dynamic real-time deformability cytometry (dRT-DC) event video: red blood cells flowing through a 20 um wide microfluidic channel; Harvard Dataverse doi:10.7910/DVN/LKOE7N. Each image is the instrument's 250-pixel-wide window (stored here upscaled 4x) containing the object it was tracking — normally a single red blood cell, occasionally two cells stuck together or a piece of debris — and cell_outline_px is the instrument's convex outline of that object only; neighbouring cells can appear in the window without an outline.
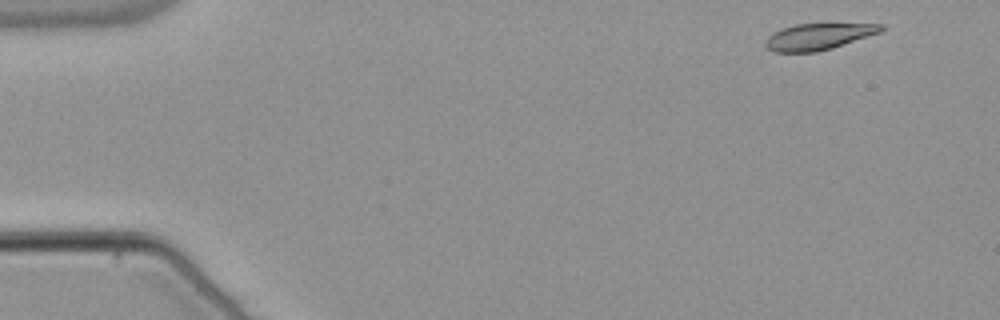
{"species": "common noctule bat (a hibernating species)", "species_latin": "Nyctalus noctula", "temperature_condition": "warm", "stored_images_in_passage": 51, "camera_frame_rate_fps": 3000, "um_per_image_px": 0.085, "animal": {"sex": "male", "body_mass_g": 21.5, "forearm_length_mm": 52.0}, "frame": {"image": 1, "passage_image": 1, "time_ms": 0.0, "image_size_px": [1000, 320], "cell_outline_px": [[884, 28], [880, 32], [832, 48], [816, 52], [776, 52], [768, 48], [764, 44], [764, 40], [772, 32], [796, 24], [884, 24]], "centroid_in_image_um": [69.52, 3.11], "position_along_channel_um": 15.5, "area_um2": 17.57}}
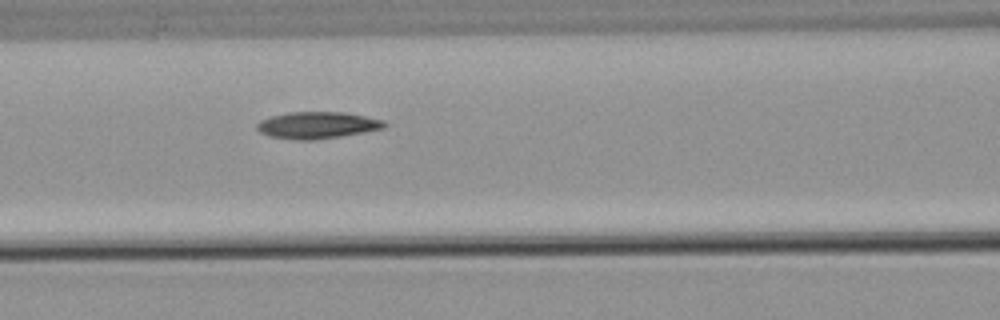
{"frame": {"image": 2, "passage_image": 20, "time_ms": 6.333, "image_size_px": [1000, 320], "cell_outline_px": [[388, 124], [384, 128], [340, 136], [312, 140], [296, 140], [268, 136], [260, 132], [256, 128], [256, 124], [260, 120], [272, 116], [288, 112], [344, 112], [384, 120]], "centroid_in_image_um": [26.94, 10.64], "position_along_channel_um": 139.7, "area_um2": 19.83}}
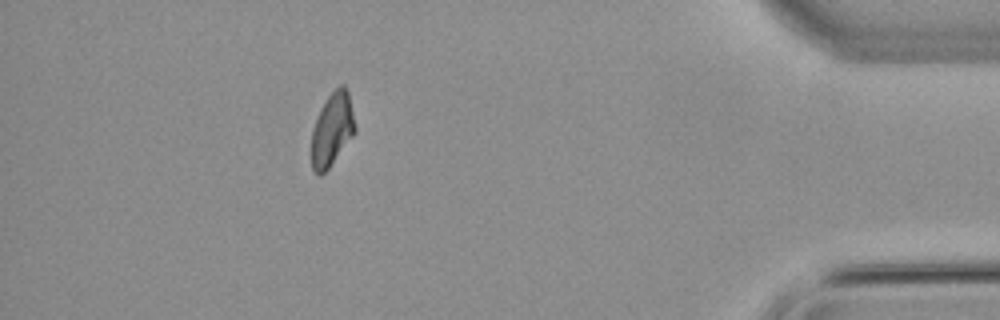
{"frame": {"image": 3, "passage_image": 45, "time_ms": 14.667, "image_size_px": [1000, 320], "cell_outline_px": [[356, 132], [328, 168], [320, 176], [312, 168], [312, 128], [320, 108], [328, 96], [340, 84], [344, 84], [348, 92], [356, 128]], "centroid_in_image_um": [28.23, 10.98], "position_along_channel_um": 407.0, "area_um2": 18.38}, "authors_computed_cell_mechanics": {"area_um2": 19.1318, "velocity_mm_per_s": 3.8094, "shape_relaxation_time_tau1_ms": 11.3192, "shape_relaxation_time_tau2_ms": null, "deformation_change_tau1": 0.2357, "deformation_change_tau2": null}}